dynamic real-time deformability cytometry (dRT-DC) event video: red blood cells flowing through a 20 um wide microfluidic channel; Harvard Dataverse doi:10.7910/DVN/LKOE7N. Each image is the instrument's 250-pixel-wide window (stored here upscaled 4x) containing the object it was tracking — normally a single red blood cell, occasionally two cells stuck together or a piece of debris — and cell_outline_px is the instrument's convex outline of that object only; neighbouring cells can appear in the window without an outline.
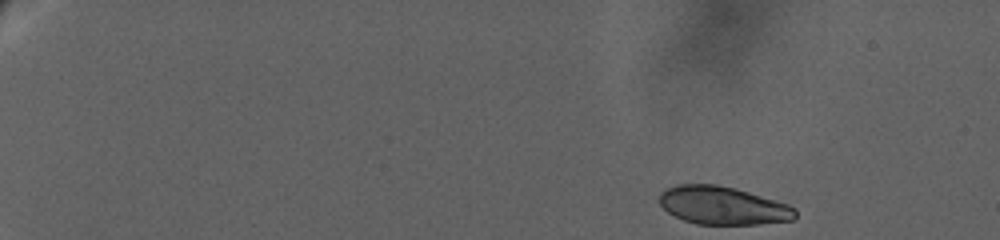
{"species": "human", "species_latin": "Homo sapiens", "temperature_condition": "warm", "stored_images_in_passage": 58, "camera_frame_rate_fps": 3000, "um_per_image_px": 0.085, "donor": {"sex": "female"}, "frame": {"image": 1, "passage_image": 1, "time_ms": 0.0, "image_size_px": [1000, 240], "cell_outline_px": [[796, 216], [792, 220], [760, 224], [696, 224], [684, 220], [668, 212], [660, 204], [660, 192], [676, 184], [716, 184], [736, 188], [776, 200], [788, 204], [796, 208]], "centroid_in_image_um": [61.46, 17.46], "position_along_channel_um": 23.5, "area_um2": 30.17}}
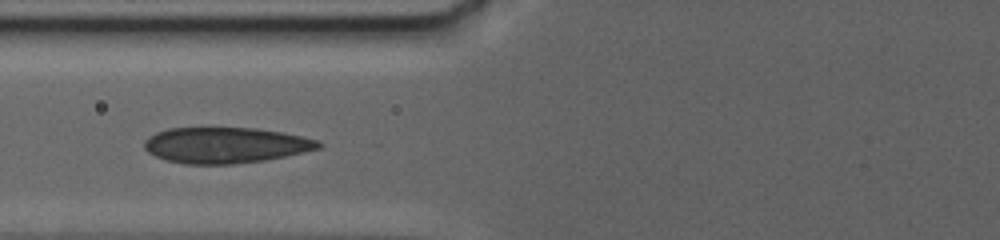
{"frame": {"image": 2, "passage_image": 44, "time_ms": 8.667, "image_size_px": [1000, 240], "cell_outline_px": [[324, 144], [320, 148], [304, 152], [264, 160], [232, 164], [184, 164], [168, 160], [156, 156], [148, 152], [144, 148], [144, 140], [148, 136], [156, 132], [168, 128], [256, 128], [284, 132], [320, 140]], "centroid_in_image_um": [19.18, 12.33], "position_along_channel_um": 106.6, "area_um2": 36.47}}
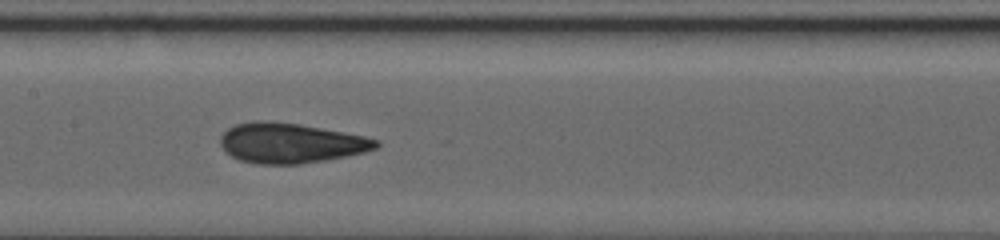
{"frame": {"image": 3, "passage_image": 57, "time_ms": 11.333, "image_size_px": [1000, 240], "cell_outline_px": [[380, 144], [376, 148], [364, 152], [324, 160], [300, 164], [260, 164], [240, 160], [224, 152], [220, 144], [220, 136], [228, 128], [236, 124], [256, 120], [264, 120], [300, 124], [364, 136], [380, 140]], "centroid_in_image_um": [24.67, 12.15], "position_along_channel_um": 182.7, "area_um2": 36.24}}